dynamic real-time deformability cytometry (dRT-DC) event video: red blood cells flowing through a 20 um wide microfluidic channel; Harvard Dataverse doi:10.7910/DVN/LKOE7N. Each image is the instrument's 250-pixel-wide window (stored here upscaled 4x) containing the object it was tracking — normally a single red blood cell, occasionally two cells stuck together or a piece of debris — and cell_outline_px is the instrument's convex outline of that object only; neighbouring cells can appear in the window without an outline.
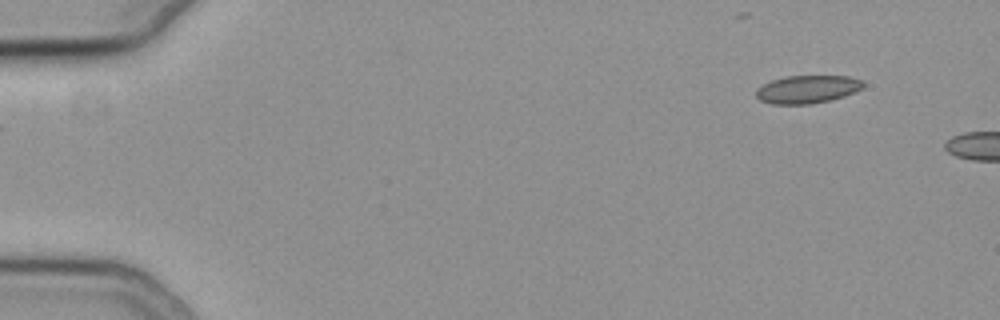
{"species": "common noctule bat (a hibernating species)", "species_latin": "Nyctalus noctula", "temperature_condition": "cold", "stored_images_in_passage": 5, "camera_frame_rate_fps": 3000, "um_per_image_px": 0.085, "animal": {"sex": "female", "body_mass_g": 19.3, "forearm_length_mm": 54.1}, "frame": {"image": 1, "passage_image": 1, "time_ms": 0.0, "image_size_px": [1000, 320], "cell_outline_px": [[864, 84], [860, 88], [844, 96], [828, 100], [808, 104], [772, 104], [760, 100], [756, 96], [756, 88], [772, 80], [784, 76], [848, 76], [864, 80]], "centroid_in_image_um": [68.59, 7.58], "position_along_channel_um": 16.4, "area_um2": 17.28}}